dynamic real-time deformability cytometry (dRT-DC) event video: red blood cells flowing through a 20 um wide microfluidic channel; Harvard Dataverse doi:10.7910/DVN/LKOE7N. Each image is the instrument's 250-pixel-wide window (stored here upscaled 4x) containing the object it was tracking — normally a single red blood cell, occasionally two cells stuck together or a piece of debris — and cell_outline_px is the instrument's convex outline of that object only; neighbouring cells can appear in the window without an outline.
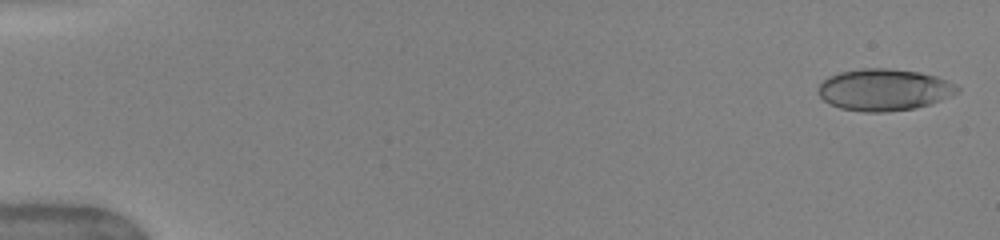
{"species": "human", "species_latin": "Homo sapiens", "temperature_condition": "warm", "stored_images_in_passage": 10, "camera_frame_rate_fps": 3000, "um_per_image_px": 0.085, "donor": {"sex": "female"}, "frame": {"image": 1, "passage_image": 1, "time_ms": 0.0, "image_size_px": [1000, 240], "cell_outline_px": [[960, 92], [940, 100], [916, 108], [884, 112], [864, 112], [840, 108], [824, 100], [816, 92], [820, 84], [828, 76], [840, 72], [864, 68], [888, 68], [920, 72], [936, 76], [956, 84], [960, 88]], "centroid_in_image_um": [75.15, 7.62], "position_along_channel_um": 9.8, "area_um2": 33.87}}
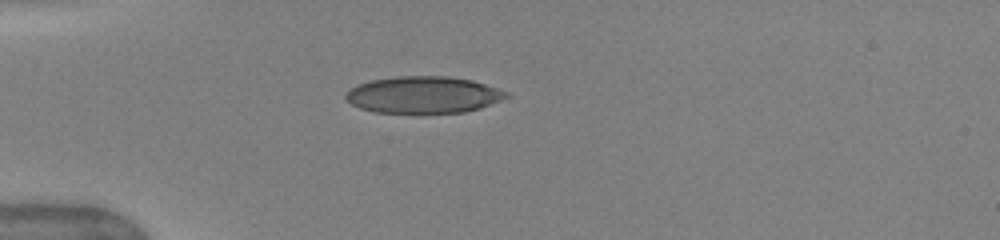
{"frame": {"image": 2, "passage_image": 7, "time_ms": 4.333, "image_size_px": [1000, 240], "cell_outline_px": [[508, 96], [500, 100], [480, 108], [464, 112], [372, 112], [360, 108], [352, 104], [344, 96], [352, 88], [360, 84], [372, 80], [396, 76], [448, 76], [472, 80], [508, 92]], "centroid_in_image_um": [35.99, 8.05], "position_along_channel_um": 49.0, "area_um2": 33.93}}